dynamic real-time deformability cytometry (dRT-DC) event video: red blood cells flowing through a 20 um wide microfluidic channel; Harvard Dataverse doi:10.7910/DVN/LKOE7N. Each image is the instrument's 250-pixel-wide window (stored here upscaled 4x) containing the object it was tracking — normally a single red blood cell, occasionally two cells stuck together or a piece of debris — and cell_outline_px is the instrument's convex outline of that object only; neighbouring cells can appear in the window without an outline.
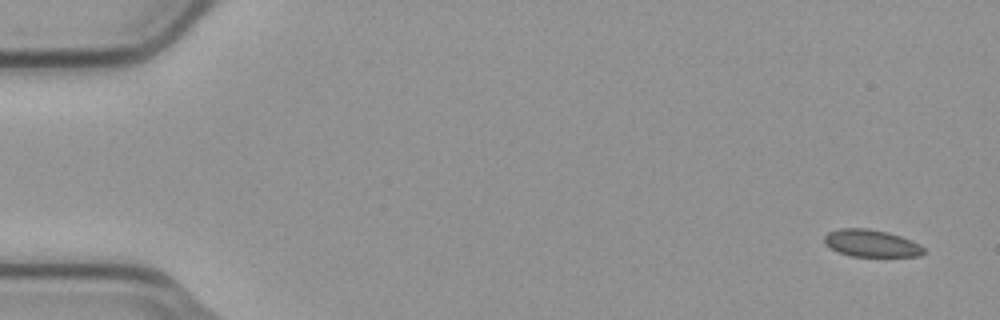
{"species": "common noctule bat (a hibernating species)", "species_latin": "Nyctalus noctula", "temperature_condition": "cold", "stored_images_in_passage": 4, "camera_frame_rate_fps": 3000, "um_per_image_px": 0.085, "animal": {"sex": "male", "body_mass_g": 23.1, "forearm_length_mm": 52.7}, "frame": {"image": 1, "passage_image": 1, "time_ms": 0.0, "image_size_px": [1000, 320], "cell_outline_px": [[924, 252], [920, 256], [852, 256], [840, 252], [824, 244], [824, 236], [828, 232], [840, 228], [868, 228], [888, 232], [900, 236], [920, 244], [924, 248]], "centroid_in_image_um": [74.05, 20.67], "position_along_channel_um": 10.9, "area_um2": 15.66}}
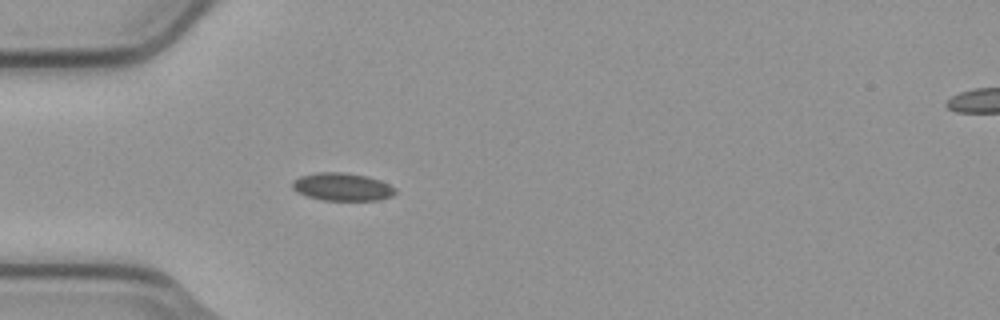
{"frame": {"image": 2, "passage_image": 4, "time_ms": 1.0, "image_size_px": [1000, 320], "cell_outline_px": [[396, 192], [392, 196], [380, 200], [320, 200], [296, 192], [292, 188], [292, 180], [300, 176], [320, 172], [344, 172], [368, 176], [380, 180], [396, 188]], "centroid_in_image_um": [29.09, 15.88], "position_along_channel_um": 55.9, "area_um2": 16.82}}